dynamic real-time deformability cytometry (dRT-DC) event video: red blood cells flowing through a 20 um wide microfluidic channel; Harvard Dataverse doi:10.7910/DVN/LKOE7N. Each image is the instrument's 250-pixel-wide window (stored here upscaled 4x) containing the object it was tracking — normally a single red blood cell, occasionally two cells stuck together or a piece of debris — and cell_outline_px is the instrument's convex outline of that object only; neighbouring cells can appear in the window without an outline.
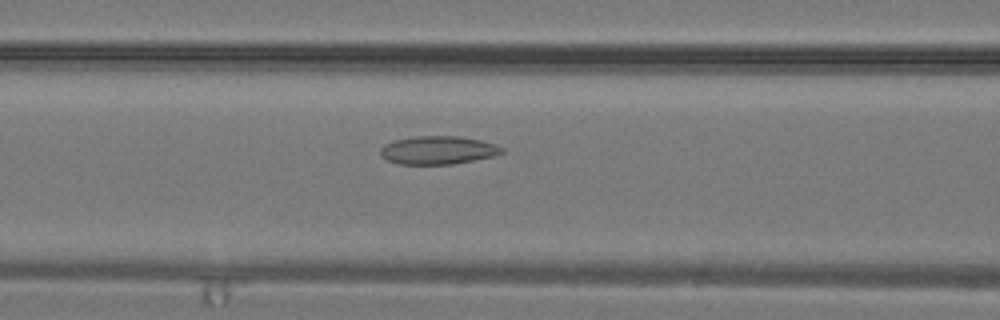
{"species": "common noctule bat (a hibernating species)", "species_latin": "Nyctalus noctula", "temperature_condition": "warm", "stored_images_in_passage": 25, "camera_frame_rate_fps": 3000, "um_per_image_px": 0.085, "animal": {"sex": "male", "body_mass_g": 19.2, "forearm_length_mm": 51.8}, "frame": {"image": 1, "passage_image": 10, "time_ms": 3.0, "image_size_px": [1000, 320], "cell_outline_px": [[504, 152], [496, 156], [452, 164], [400, 164], [388, 160], [380, 156], [380, 148], [384, 144], [392, 140], [416, 136], [460, 136], [480, 140], [496, 144], [504, 148]], "centroid_in_image_um": [37.24, 12.76], "position_along_channel_um": 129.4, "area_um2": 20.17}}
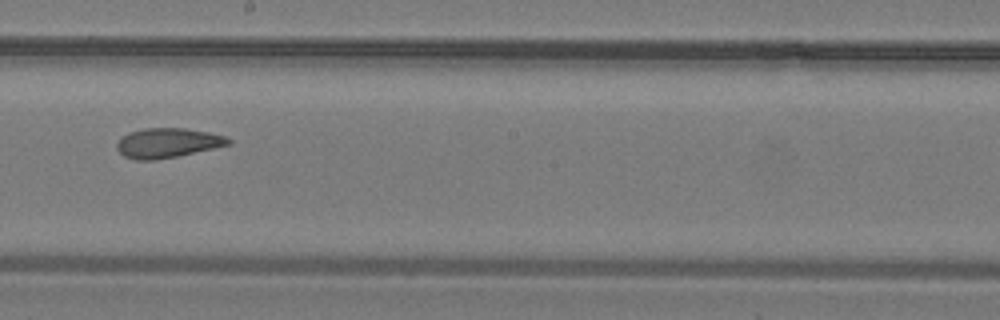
{"frame": {"image": 2, "passage_image": 15, "time_ms": 4.667, "image_size_px": [1000, 320], "cell_outline_px": [[232, 144], [176, 156], [156, 160], [136, 160], [124, 156], [116, 148], [116, 144], [128, 132], [144, 128], [184, 128], [208, 132], [224, 136], [232, 140]], "centroid_in_image_um": [14.24, 12.14], "position_along_channel_um": 234.0, "area_um2": 19.13}}
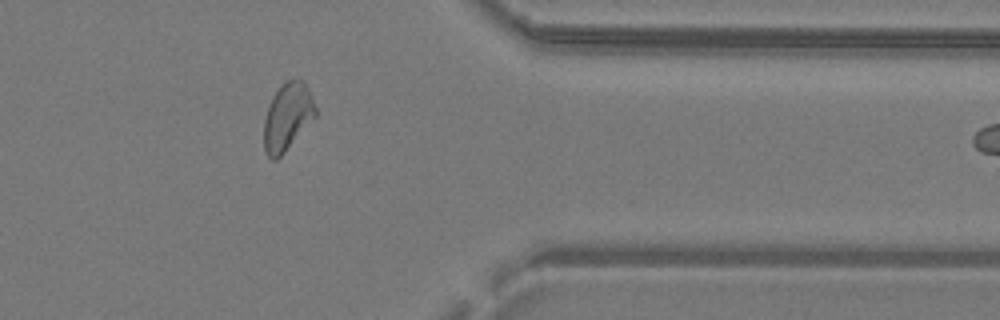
{"frame": {"image": 3, "passage_image": 23, "time_ms": 7.333, "image_size_px": [1000, 320], "cell_outline_px": [[316, 116], [284, 152], [276, 160], [272, 160], [264, 152], [264, 120], [272, 96], [288, 80], [304, 80], [308, 84], [316, 108]], "centroid_in_image_um": [24.44, 9.93], "position_along_channel_um": 387.0, "area_um2": 20.06}}